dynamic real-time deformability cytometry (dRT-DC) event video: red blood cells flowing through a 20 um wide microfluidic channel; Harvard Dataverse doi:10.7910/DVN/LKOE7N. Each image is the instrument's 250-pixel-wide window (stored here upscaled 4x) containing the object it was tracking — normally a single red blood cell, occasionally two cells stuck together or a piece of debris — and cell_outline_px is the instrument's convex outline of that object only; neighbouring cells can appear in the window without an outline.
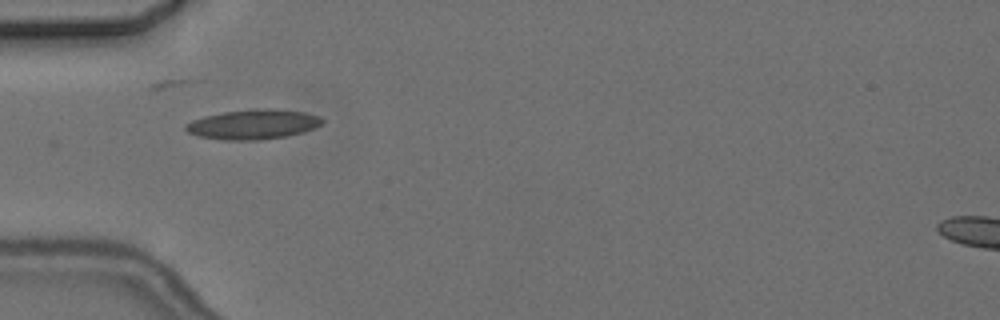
{"species": "common noctule bat (a hibernating species)", "species_latin": "Nyctalus noctula", "temperature_condition": "cold", "stored_images_in_passage": 2, "camera_frame_rate_fps": 3000, "um_per_image_px": 0.085, "animal": {"sex": "female", "body_mass_g": 24.6, "forearm_length_mm": 56.2}, "frame": {"image": 1, "passage_image": 1, "time_ms": 0.0, "image_size_px": [1000, 320], "cell_outline_px": [[324, 124], [316, 128], [304, 132], [288, 136], [264, 140], [224, 140], [200, 136], [188, 132], [184, 128], [184, 124], [192, 120], [204, 116], [224, 112], [252, 108], [272, 108], [304, 112], [320, 116], [324, 120]], "centroid_in_image_um": [21.57, 10.56], "position_along_channel_um": 63.4, "area_um2": 24.1}}
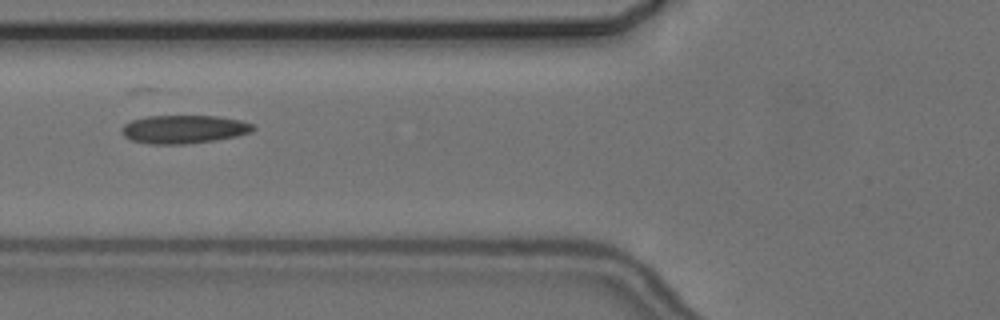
{"frame": {"image": 2, "passage_image": 2, "time_ms": 1.333, "image_size_px": [1000, 320], "cell_outline_px": [[256, 128], [252, 132], [236, 136], [216, 140], [184, 144], [152, 144], [132, 140], [124, 136], [120, 128], [124, 124], [132, 120], [148, 116], [220, 116], [240, 120], [252, 124]], "centroid_in_image_um": [15.64, 10.98], "position_along_channel_um": 110.2, "area_um2": 21.68}}